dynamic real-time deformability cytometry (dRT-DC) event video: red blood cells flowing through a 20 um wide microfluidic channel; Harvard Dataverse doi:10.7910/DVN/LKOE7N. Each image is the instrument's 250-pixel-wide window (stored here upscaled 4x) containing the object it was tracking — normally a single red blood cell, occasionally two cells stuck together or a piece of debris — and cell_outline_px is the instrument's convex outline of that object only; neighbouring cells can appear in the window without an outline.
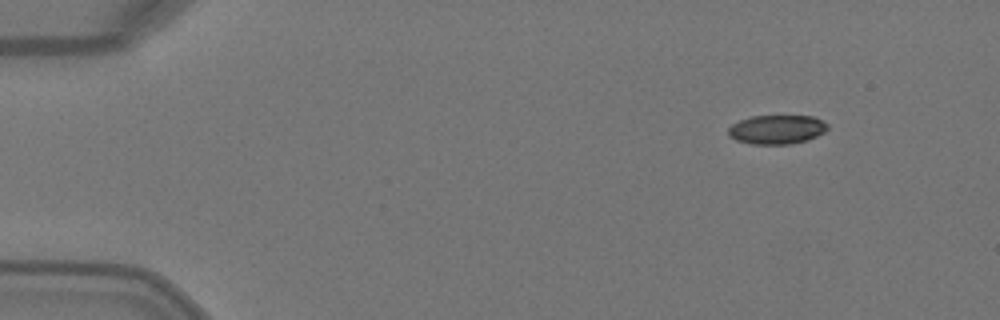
{"species": "Egyptian fruit bat (a non-hibernating species)", "species_latin": "Rousettus aegyptiacus", "temperature_condition": "warm", "stored_images_in_passage": 6, "camera_frame_rate_fps": 3000, "um_per_image_px": 0.085, "animal": {"sex": "female"}, "frame": {"image": 1, "passage_image": 1, "time_ms": 0.0, "image_size_px": [1000, 320], "cell_outline_px": [[828, 128], [824, 132], [808, 140], [788, 144], [752, 144], [736, 140], [728, 136], [728, 128], [732, 124], [740, 120], [752, 116], [812, 116], [828, 124]], "centroid_in_image_um": [66.01, 11.01], "position_along_channel_um": 19.0, "area_um2": 16.76}}
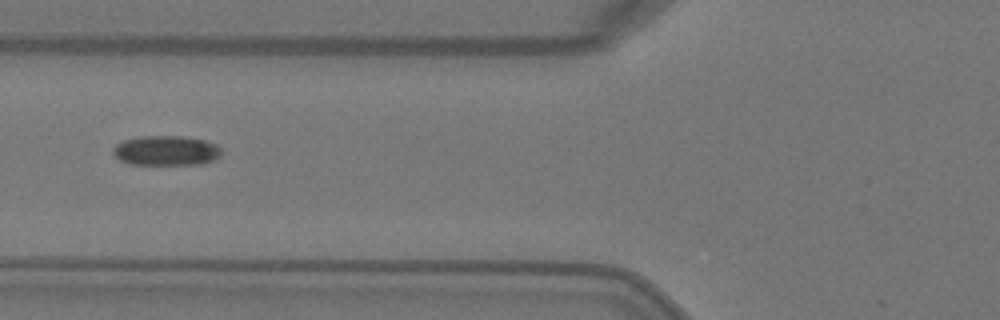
{"frame": {"image": 2, "passage_image": 5, "time_ms": 1.333, "image_size_px": [1000, 320], "cell_outline_px": [[220, 156], [204, 164], [128, 164], [120, 160], [112, 152], [112, 148], [116, 144], [124, 140], [140, 136], [180, 136], [204, 140], [216, 144], [220, 148]], "centroid_in_image_um": [14.1, 12.8], "position_along_channel_um": 111.7, "area_um2": 18.79}}
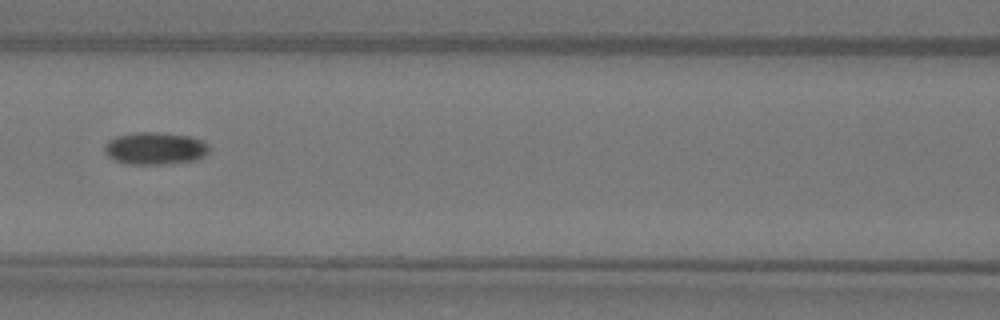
{"frame": {"image": 3, "passage_image": 6, "time_ms": 1.667, "image_size_px": [1000, 320], "cell_outline_px": [[208, 152], [204, 156], [196, 160], [164, 164], [128, 164], [112, 160], [104, 152], [104, 144], [108, 140], [116, 136], [136, 132], [156, 132], [188, 136], [204, 140], [208, 144]], "centroid_in_image_um": [13.15, 12.61], "position_along_channel_um": 153.4, "area_um2": 19.88}}